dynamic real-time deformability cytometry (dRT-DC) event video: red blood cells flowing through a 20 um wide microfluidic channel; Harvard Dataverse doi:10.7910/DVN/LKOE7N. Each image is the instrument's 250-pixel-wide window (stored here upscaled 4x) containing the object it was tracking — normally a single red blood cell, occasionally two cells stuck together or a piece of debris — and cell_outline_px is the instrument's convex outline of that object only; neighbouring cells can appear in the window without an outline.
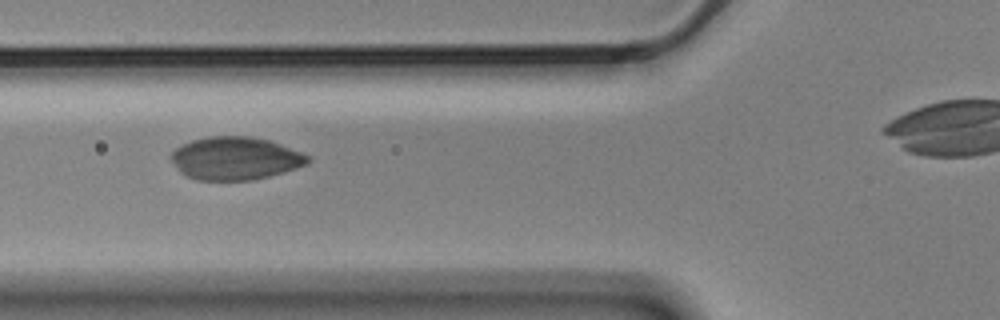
{"species": "Egyptian fruit bat (a non-hibernating species)", "species_latin": "Rousettus aegyptiacus", "temperature_condition": "cold", "stored_images_in_passage": 13, "camera_frame_rate_fps": 3000, "um_per_image_px": 0.085, "animal": {"sex": "male"}, "frame": {"image": 1, "passage_image": 4, "time_ms": 1.0, "image_size_px": [1000, 320], "cell_outline_px": [[312, 160], [308, 164], [284, 172], [252, 180], [196, 180], [184, 176], [180, 172], [168, 156], [176, 148], [192, 140], [208, 136], [252, 136], [268, 140], [280, 144], [312, 156]], "centroid_in_image_um": [20.0, 13.46], "position_along_channel_um": 105.8, "area_um2": 34.45}}
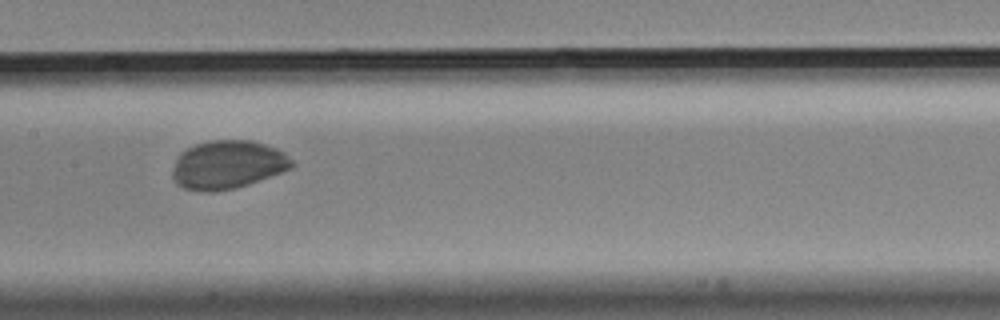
{"frame": {"image": 2, "passage_image": 6, "time_ms": 1.667, "image_size_px": [1000, 320], "cell_outline_px": [[296, 164], [292, 168], [248, 184], [236, 188], [216, 192], [204, 192], [184, 188], [176, 184], [172, 176], [172, 172], [176, 156], [180, 152], [196, 144], [212, 140], [252, 140], [276, 148], [284, 152]], "centroid_in_image_um": [19.34, 14.01], "position_along_channel_um": 188.1, "area_um2": 33.87}}
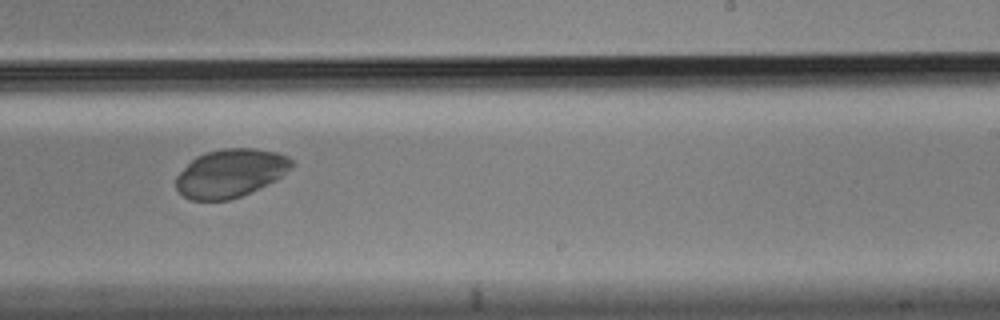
{"frame": {"image": 3, "passage_image": 8, "time_ms": 2.333, "image_size_px": [1000, 320], "cell_outline_px": [[296, 164], [292, 168], [276, 180], [240, 196], [228, 200], [192, 200], [184, 196], [176, 188], [176, 176], [196, 156], [208, 152], [224, 148], [256, 148], [276, 152], [288, 156]], "centroid_in_image_um": [19.62, 14.71], "position_along_channel_um": 269.4, "area_um2": 32.37}}